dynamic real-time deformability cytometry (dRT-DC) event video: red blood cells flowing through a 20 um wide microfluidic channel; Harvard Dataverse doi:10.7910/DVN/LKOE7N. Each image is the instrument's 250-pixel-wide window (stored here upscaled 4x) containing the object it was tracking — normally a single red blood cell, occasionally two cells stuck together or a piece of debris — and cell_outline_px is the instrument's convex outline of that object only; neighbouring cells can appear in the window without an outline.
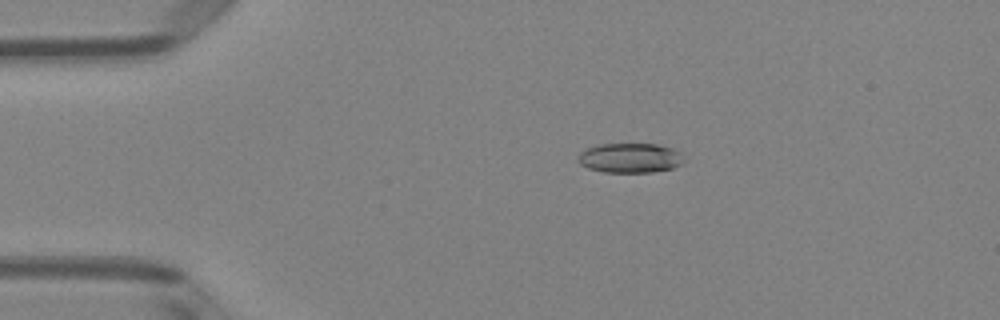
{"species": "Egyptian fruit bat (a non-hibernating species)", "species_latin": "Rousettus aegyptiacus", "temperature_condition": "room temperature", "stored_images_in_passage": 42, "camera_frame_rate_fps": 3000, "um_per_image_px": 0.085, "animal": {"sex": "female"}, "frame": {"image": 1, "passage_image": 1, "time_ms": 0.0, "image_size_px": [1000, 320], "cell_outline_px": [[684, 160], [680, 164], [672, 168], [652, 172], [604, 172], [588, 168], [580, 164], [580, 152], [596, 144], [656, 144], [672, 148], [680, 152]], "centroid_in_image_um": [53.57, 13.42], "position_along_channel_um": 31.4, "area_um2": 18.15}}
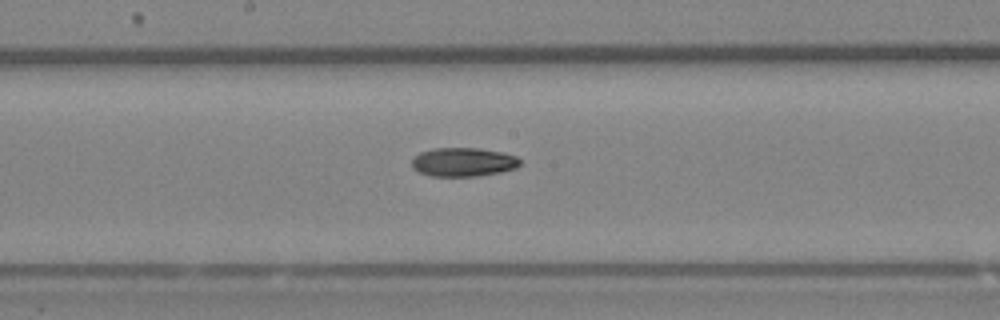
{"frame": {"image": 2, "passage_image": 18, "time_ms": 5.667, "image_size_px": [1000, 320], "cell_outline_px": [[520, 164], [516, 168], [500, 172], [476, 176], [428, 176], [412, 168], [412, 156], [420, 152], [432, 148], [480, 148], [500, 152], [516, 156], [520, 160]], "centroid_in_image_um": [39.33, 13.77], "position_along_channel_um": 208.9, "area_um2": 18.26}}
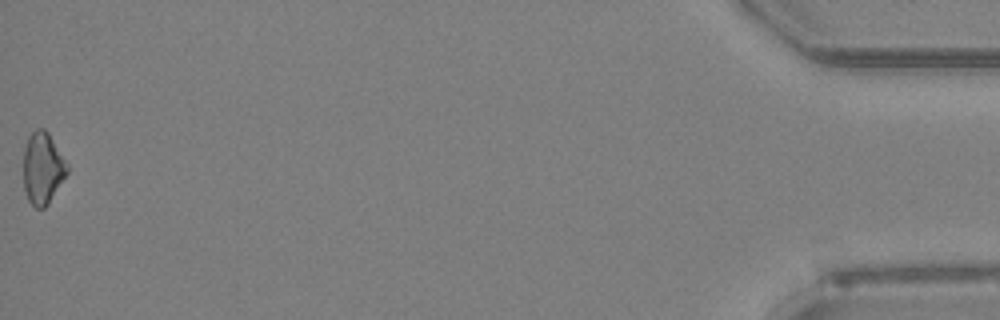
{"frame": {"image": 3, "passage_image": 42, "time_ms": 13.667, "image_size_px": [1000, 320], "cell_outline_px": [[68, 172], [48, 204], [44, 208], [36, 208], [28, 200], [24, 188], [24, 148], [28, 136], [36, 128], [44, 128], [48, 132], [68, 164]], "centroid_in_image_um": [3.62, 14.28], "position_along_channel_um": 431.6, "area_um2": 18.26}}